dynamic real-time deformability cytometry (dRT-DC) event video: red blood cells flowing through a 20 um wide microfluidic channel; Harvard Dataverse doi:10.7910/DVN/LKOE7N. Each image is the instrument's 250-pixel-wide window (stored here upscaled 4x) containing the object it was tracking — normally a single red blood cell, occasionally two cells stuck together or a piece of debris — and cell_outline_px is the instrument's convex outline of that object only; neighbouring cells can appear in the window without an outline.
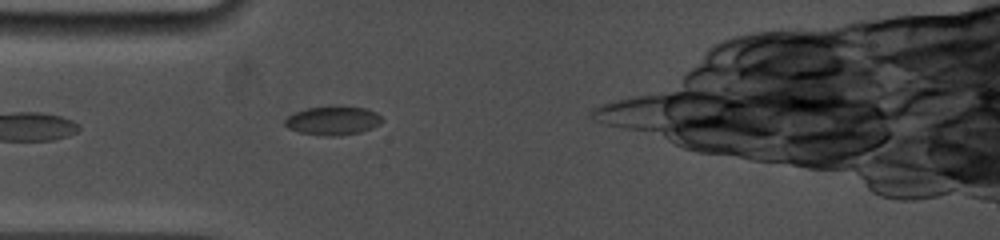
{"species": "common noctule bat (a hibernating species)", "species_latin": "Nyctalus noctula", "temperature_condition": "cold", "stored_images_in_passage": 2, "camera_frame_rate_fps": 5000, "um_per_image_px": 0.085, "animal": {"sex": "female", "body_mass_g": 19.0, "forearm_length_mm": 53.3}, "frame": {"image": 1, "passage_image": 2, "time_ms": 0.8, "image_size_px": [1000, 240], "cell_outline_px": [[384, 120], [380, 124], [372, 128], [360, 132], [336, 136], [324, 136], [300, 132], [288, 128], [284, 124], [284, 120], [288, 116], [296, 112], [308, 108], [368, 108], [376, 112]], "centroid_in_image_um": [28.31, 10.28], "position_along_channel_um": 56.7, "area_um2": 15.84}}